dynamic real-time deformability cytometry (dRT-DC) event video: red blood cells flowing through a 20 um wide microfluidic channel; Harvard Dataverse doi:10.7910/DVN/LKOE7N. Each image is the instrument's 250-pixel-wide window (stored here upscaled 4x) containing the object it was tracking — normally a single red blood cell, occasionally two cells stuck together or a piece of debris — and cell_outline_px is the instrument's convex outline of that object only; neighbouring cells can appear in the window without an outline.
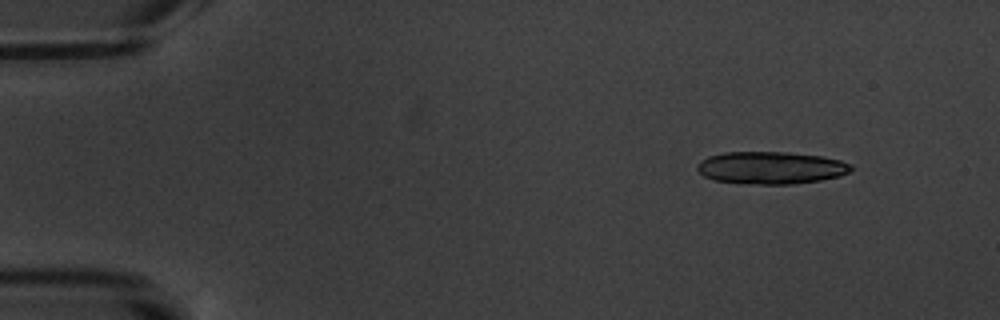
{"species": "common noctule bat (a hibernating species)", "species_latin": "Nyctalus noctula", "temperature_condition": "warm", "stored_images_in_passage": 5, "segment_of_instrument_passage": [1, 2], "camera_frame_rate_fps": 3000, "um_per_image_px": 0.085, "animal": {"sex": "male", "body_mass_g": 20.1, "forearm_length_mm": 53.5}, "frame": {"image": 1, "passage_image": 1, "time_ms": 0.0, "image_size_px": [1000, 320], "cell_outline_px": [[852, 168], [848, 172], [840, 176], [820, 180], [792, 184], [740, 184], [712, 180], [704, 176], [696, 168], [700, 160], [708, 156], [724, 152], [788, 152], [820, 156], [840, 160], [852, 164]], "centroid_in_image_um": [65.49, 14.26], "position_along_channel_um": 19.5, "area_um2": 29.25}}